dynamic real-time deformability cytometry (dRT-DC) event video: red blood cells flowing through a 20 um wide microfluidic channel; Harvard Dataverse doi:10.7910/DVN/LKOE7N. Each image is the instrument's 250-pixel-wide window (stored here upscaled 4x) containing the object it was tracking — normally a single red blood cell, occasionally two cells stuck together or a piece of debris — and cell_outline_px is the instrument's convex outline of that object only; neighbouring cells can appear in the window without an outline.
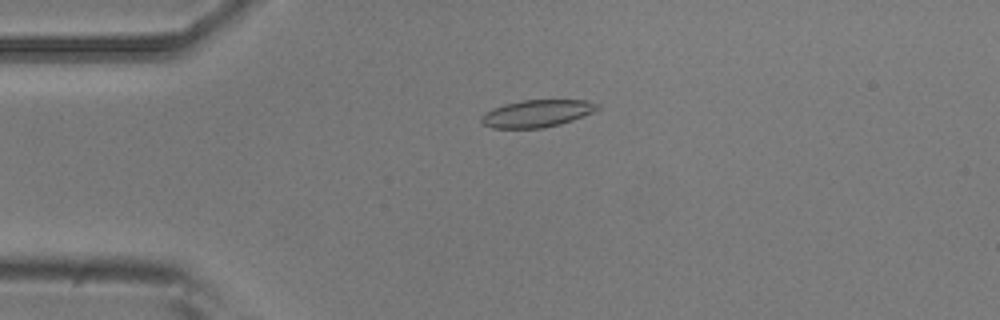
{"species": "common noctule bat (a hibernating species)", "species_latin": "Nyctalus noctula", "temperature_condition": "room temperature", "stored_images_in_passage": 6, "camera_frame_rate_fps": 3000, "um_per_image_px": 0.085, "animal": {"sex": "male", "body_mass_g": 20.5, "forearm_length_mm": 52.5}, "frame": {"image": 1, "passage_image": 4, "time_ms": 3.333, "image_size_px": [1000, 320], "cell_outline_px": [[600, 108], [592, 112], [572, 120], [560, 124], [544, 128], [492, 128], [484, 124], [480, 120], [480, 116], [484, 112], [492, 108], [504, 104], [520, 100], [588, 100], [600, 104]], "centroid_in_image_um": [45.62, 9.64], "position_along_channel_um": 39.4, "area_um2": 18.55}}
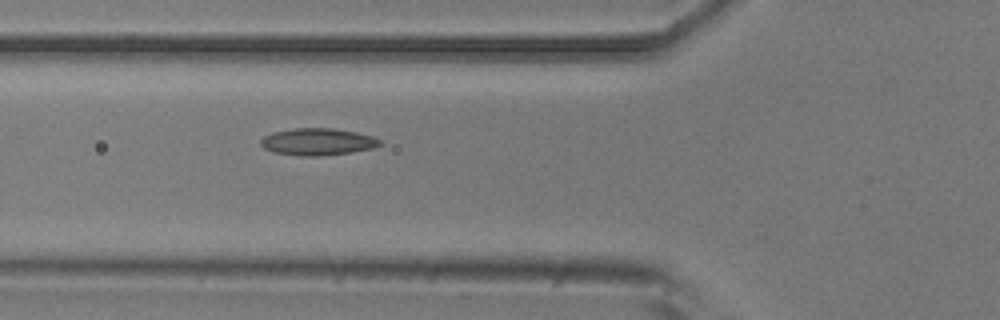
{"frame": {"image": 2, "passage_image": 6, "time_ms": 5.667, "image_size_px": [1000, 320], "cell_outline_px": [[380, 144], [372, 148], [352, 152], [320, 156], [304, 156], [272, 152], [264, 148], [260, 144], [260, 140], [264, 136], [272, 132], [296, 128], [332, 128], [356, 132], [372, 136], [380, 140]], "centroid_in_image_um": [26.96, 12.05], "position_along_channel_um": 98.8, "area_um2": 18.67}}